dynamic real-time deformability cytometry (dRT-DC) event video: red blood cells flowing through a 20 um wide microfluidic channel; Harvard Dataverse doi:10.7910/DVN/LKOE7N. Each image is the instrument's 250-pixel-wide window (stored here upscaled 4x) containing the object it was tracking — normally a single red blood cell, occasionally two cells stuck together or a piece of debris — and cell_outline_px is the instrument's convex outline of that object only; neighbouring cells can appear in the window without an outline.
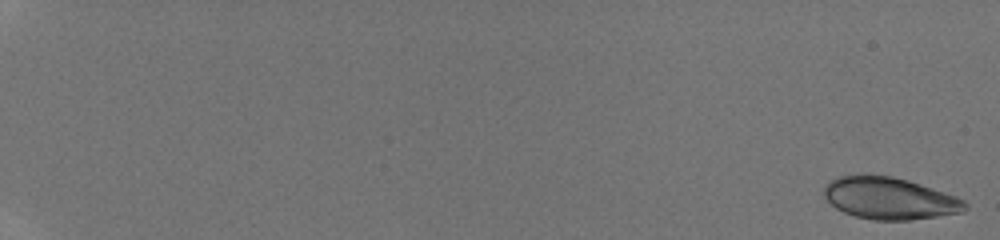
{"species": "human", "species_latin": "Homo sapiens", "temperature_condition": "room temperature", "stored_images_in_passage": 47, "camera_frame_rate_fps": 3000, "um_per_image_px": 0.085, "donor": {"sex": "male"}, "frame": {"image": 1, "passage_image": 1, "time_ms": 0.0, "image_size_px": [1000, 240], "cell_outline_px": [[968, 208], [964, 212], [908, 220], [872, 220], [856, 216], [844, 212], [836, 208], [824, 196], [824, 188], [832, 180], [840, 176], [860, 172], [864, 172], [892, 176], [908, 180], [956, 196], [964, 200], [968, 204]], "centroid_in_image_um": [75.61, 16.83], "position_along_channel_um": 9.4, "area_um2": 34.8}}
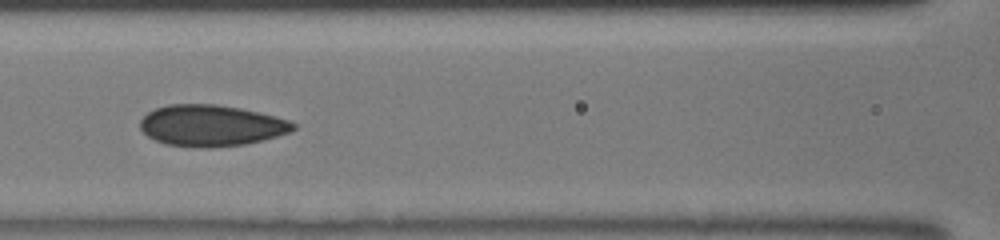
{"frame": {"image": 2, "passage_image": 25, "time_ms": 8.0, "image_size_px": [1000, 240], "cell_outline_px": [[296, 128], [288, 132], [264, 140], [244, 144], [208, 148], [200, 148], [164, 144], [148, 136], [140, 128], [140, 120], [148, 112], [156, 108], [168, 104], [216, 104], [240, 108], [276, 116], [288, 120], [296, 124]], "centroid_in_image_um": [17.94, 10.67], "position_along_channel_um": 148.7, "area_um2": 36.82}}
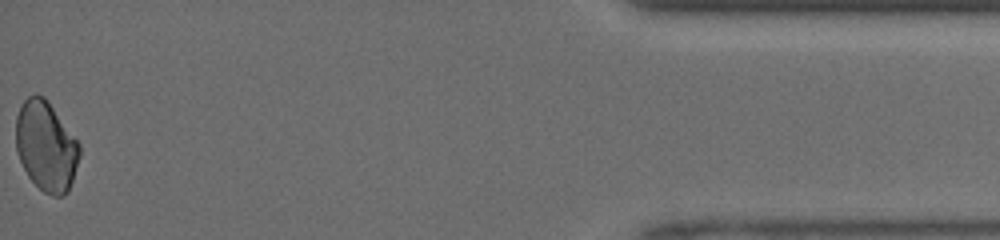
{"frame": {"image": 3, "passage_image": 47, "time_ms": 15.333, "image_size_px": [1000, 240], "cell_outline_px": [[80, 156], [68, 192], [64, 196], [52, 196], [44, 192], [28, 176], [16, 152], [16, 116], [20, 104], [28, 96], [44, 96], [80, 144]], "centroid_in_image_um": [3.91, 12.44], "position_along_channel_um": 431.3, "area_um2": 33.12}}